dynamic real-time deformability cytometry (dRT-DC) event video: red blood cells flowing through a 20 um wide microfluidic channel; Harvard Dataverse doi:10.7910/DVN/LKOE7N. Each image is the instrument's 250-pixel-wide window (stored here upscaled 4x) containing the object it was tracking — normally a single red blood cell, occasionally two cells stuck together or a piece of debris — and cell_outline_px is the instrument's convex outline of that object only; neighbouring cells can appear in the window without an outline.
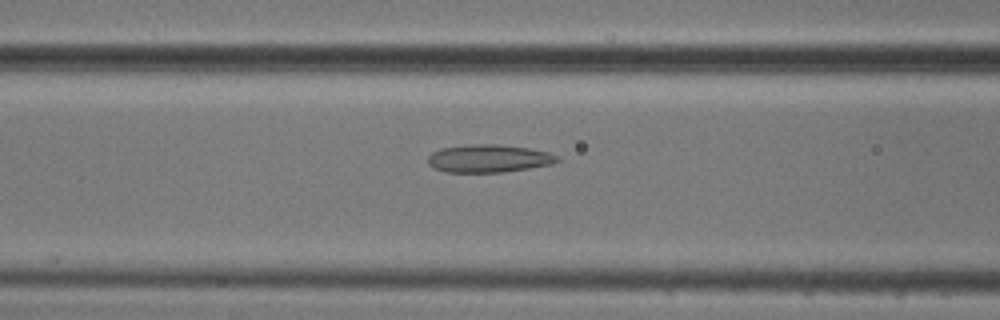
{"species": "common noctule bat (a hibernating species)", "species_latin": "Nyctalus noctula", "temperature_condition": "cold", "stored_images_in_passage": 31, "camera_frame_rate_fps": 3000, "um_per_image_px": 0.085, "animal": {"sex": "male", "body_mass_g": 20.5, "forearm_length_mm": 52.5}, "frame": {"image": 1, "passage_image": 13, "time_ms": 4.0, "image_size_px": [1000, 320], "cell_outline_px": [[560, 160], [552, 164], [528, 168], [500, 172], [448, 172], [432, 168], [428, 164], [428, 156], [432, 152], [440, 148], [468, 144], [496, 144], [528, 148], [548, 152], [556, 156]], "centroid_in_image_um": [41.49, 13.46], "position_along_channel_um": 125.1, "area_um2": 20.92}}
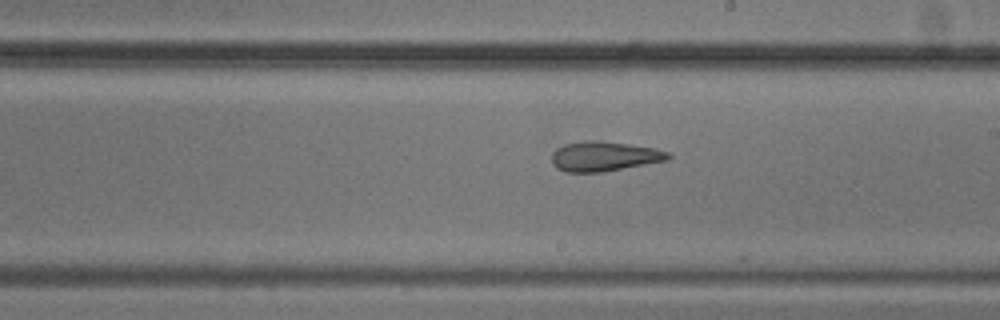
{"frame": {"image": 2, "passage_image": 22, "time_ms": 7.0, "image_size_px": [1000, 320], "cell_outline_px": [[672, 156], [668, 160], [604, 172], [564, 172], [556, 168], [552, 164], [552, 152], [556, 148], [564, 144], [584, 140], [600, 140], [656, 148], [668, 152]], "centroid_in_image_um": [51.34, 13.28], "position_along_channel_um": 237.7, "area_um2": 20.46}}
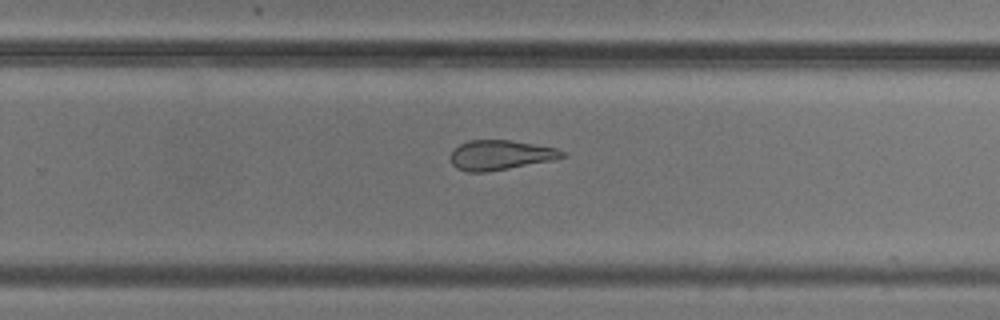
{"frame": {"image": 3, "passage_image": 26, "time_ms": 8.333, "image_size_px": [1000, 320], "cell_outline_px": [[568, 156], [552, 160], [488, 172], [468, 172], [456, 168], [452, 164], [448, 156], [460, 144], [468, 140], [508, 140], [556, 148], [564, 152]], "centroid_in_image_um": [42.5, 13.19], "position_along_channel_um": 287.3, "area_um2": 19.31}}